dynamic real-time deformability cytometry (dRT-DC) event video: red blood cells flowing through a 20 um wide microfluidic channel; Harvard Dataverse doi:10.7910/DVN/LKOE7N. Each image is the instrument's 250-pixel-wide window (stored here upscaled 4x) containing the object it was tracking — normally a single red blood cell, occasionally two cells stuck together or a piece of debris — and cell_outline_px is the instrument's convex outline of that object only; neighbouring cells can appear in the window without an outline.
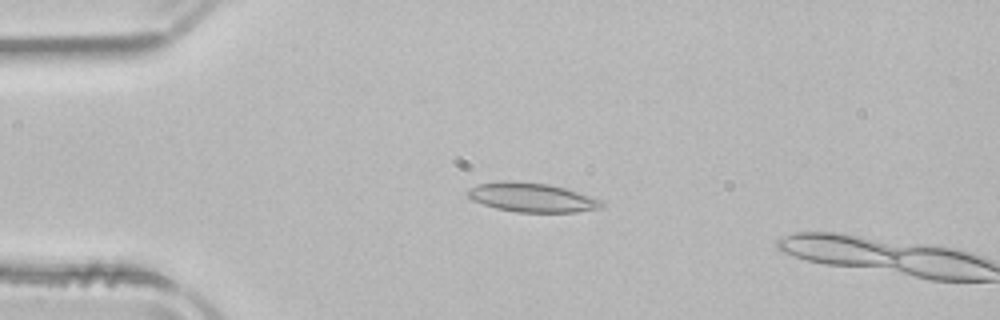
{"species": "common noctule bat (a hibernating species)", "species_latin": "Nyctalus noctula", "temperature_condition": "room temperature", "stored_images_in_passage": 14, "camera_frame_rate_fps": 3000, "um_per_image_px": 0.085, "animal": {"sex": "male", "body_mass_g": 21.5, "forearm_length_mm": 52.0}, "frame": {"image": 1, "passage_image": 12, "time_ms": 3.667, "image_size_px": [1000, 320], "cell_outline_px": [[604, 204], [600, 208], [576, 212], [516, 212], [496, 208], [472, 200], [464, 192], [468, 188], [480, 184], [548, 184], [564, 188], [604, 200]], "centroid_in_image_um": [45.28, 16.84], "position_along_channel_um": 39.7, "area_um2": 21.73}}